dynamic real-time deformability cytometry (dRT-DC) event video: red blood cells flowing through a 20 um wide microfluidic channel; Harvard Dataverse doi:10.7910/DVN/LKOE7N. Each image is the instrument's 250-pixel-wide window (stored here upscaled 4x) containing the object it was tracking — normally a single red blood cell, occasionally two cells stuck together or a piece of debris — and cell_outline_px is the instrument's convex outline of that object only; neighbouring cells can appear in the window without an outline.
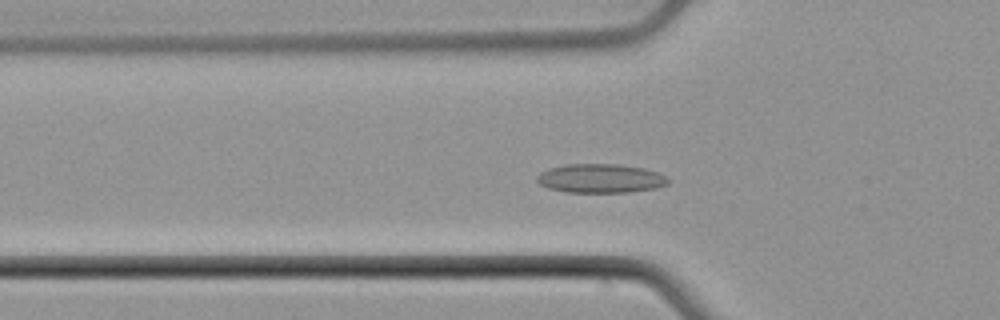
{"species": "common noctule bat (a hibernating species)", "species_latin": "Nyctalus noctula", "temperature_condition": "cold", "stored_images_in_passage": 42, "camera_frame_rate_fps": 3000, "um_per_image_px": 0.085, "animal": {"sex": "male", "body_mass_g": 21.5, "forearm_length_mm": 52.0}, "frame": {"image": 1, "passage_image": 7, "time_ms": 2.0, "image_size_px": [1000, 320], "cell_outline_px": [[668, 184], [656, 188], [628, 192], [564, 192], [548, 188], [540, 184], [536, 180], [536, 176], [540, 172], [548, 168], [564, 164], [616, 164], [644, 168], [656, 172], [664, 176], [668, 180]], "centroid_in_image_um": [50.99, 15.16], "position_along_channel_um": 74.8, "area_um2": 22.14}}
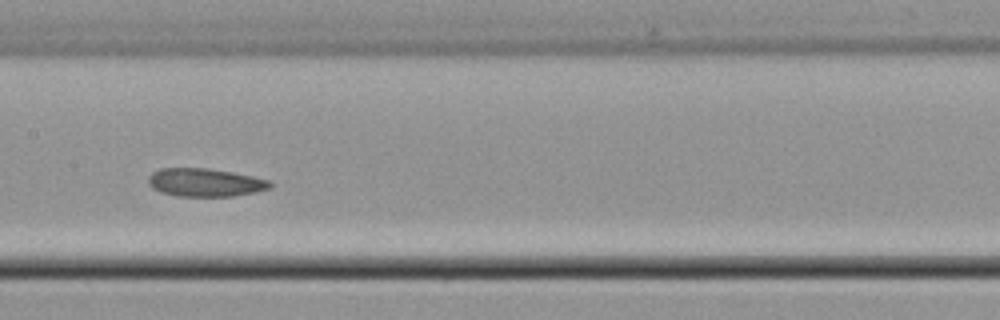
{"frame": {"image": 2, "passage_image": 16, "time_ms": 5.0, "image_size_px": [1000, 320], "cell_outline_px": [[272, 188], [256, 192], [232, 196], [176, 196], [160, 192], [152, 188], [148, 184], [148, 176], [152, 172], [160, 168], [208, 168], [232, 172], [252, 176], [268, 180], [272, 184]], "centroid_in_image_um": [17.41, 15.51], "position_along_channel_um": 190.0, "area_um2": 20.11}}
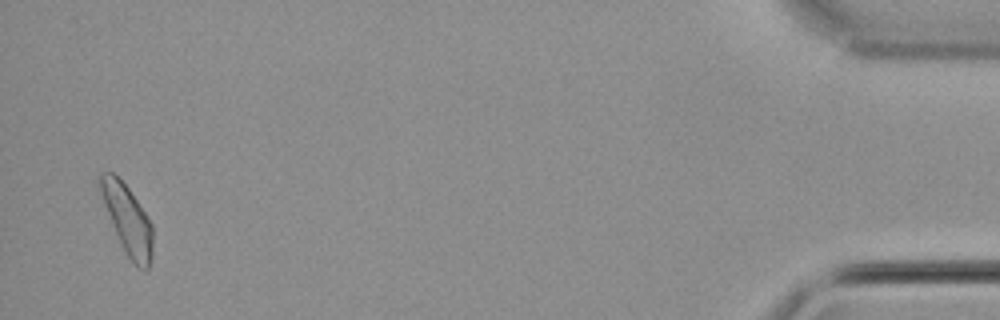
{"frame": {"image": 3, "passage_image": 41, "time_ms": 13.333, "image_size_px": [1000, 320], "cell_outline_px": [[152, 256], [148, 268], [144, 272], [124, 252], [120, 244], [104, 204], [100, 192], [96, 176], [100, 172], [112, 172], [128, 188], [152, 224]], "centroid_in_image_um": [10.8, 18.65], "position_along_channel_um": 424.4, "area_um2": 20.87}}